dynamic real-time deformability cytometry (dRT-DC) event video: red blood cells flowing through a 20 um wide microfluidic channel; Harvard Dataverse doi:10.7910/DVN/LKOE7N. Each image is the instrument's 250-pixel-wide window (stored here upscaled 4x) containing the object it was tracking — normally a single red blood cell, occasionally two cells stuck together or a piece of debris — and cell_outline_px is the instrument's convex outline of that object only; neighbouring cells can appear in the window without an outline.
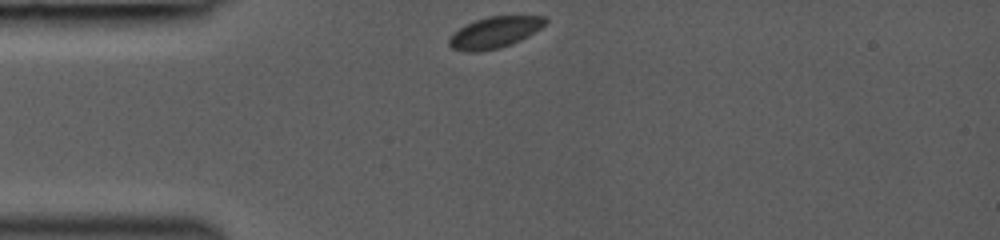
{"species": "common noctule bat (a hibernating species)", "species_latin": "Nyctalus noctula", "temperature_condition": "room temperature", "stored_images_in_passage": 30, "camera_frame_rate_fps": 3000, "um_per_image_px": 0.085, "animal": {"sex": "female", "body_mass_g": 19.0, "forearm_length_mm": 53.3}, "frame": {"image": 1, "passage_image": 1, "time_ms": 0.0, "image_size_px": [1000, 240], "cell_outline_px": [[548, 20], [540, 28], [520, 40], [512, 44], [500, 48], [476, 52], [464, 52], [452, 48], [448, 44], [448, 40], [452, 32], [476, 20], [488, 16], [544, 16]], "centroid_in_image_um": [42.0, 2.77], "position_along_channel_um": 43.0, "area_um2": 17.46}}
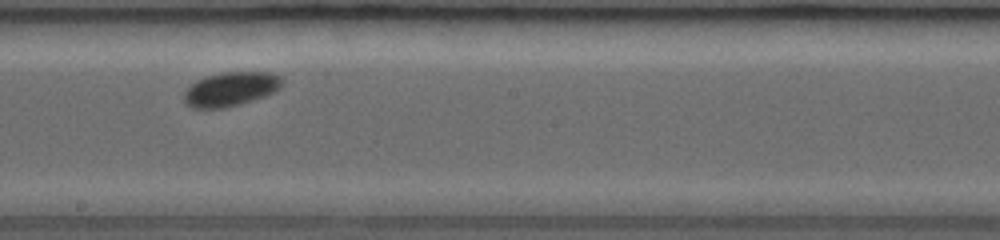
{"frame": {"image": 2, "passage_image": 16, "time_ms": 5.0, "image_size_px": [1000, 240], "cell_outline_px": [[284, 84], [276, 92], [240, 104], [224, 108], [192, 108], [184, 100], [184, 92], [196, 80], [204, 76], [220, 72], [272, 72], [280, 76], [284, 80]], "centroid_in_image_um": [19.65, 7.55], "position_along_channel_um": 228.6, "area_um2": 19.71}}
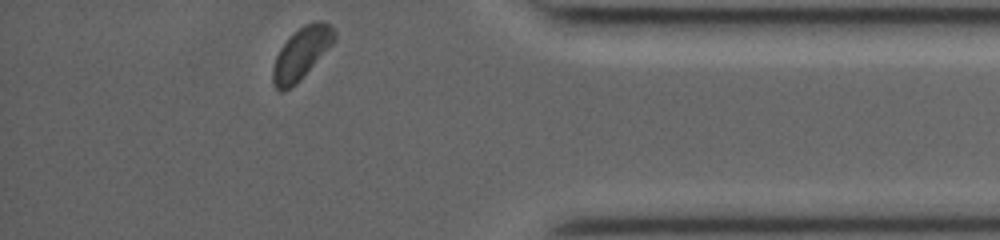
{"frame": {"image": 3, "passage_image": 30, "time_ms": 9.667, "image_size_px": [1000, 240], "cell_outline_px": [[336, 40], [296, 84], [284, 92], [280, 92], [272, 84], [272, 68], [276, 56], [280, 48], [304, 24], [316, 20], [320, 20], [328, 24], [336, 32]], "centroid_in_image_um": [25.61, 4.56], "position_along_channel_um": 409.6, "area_um2": 18.38}}